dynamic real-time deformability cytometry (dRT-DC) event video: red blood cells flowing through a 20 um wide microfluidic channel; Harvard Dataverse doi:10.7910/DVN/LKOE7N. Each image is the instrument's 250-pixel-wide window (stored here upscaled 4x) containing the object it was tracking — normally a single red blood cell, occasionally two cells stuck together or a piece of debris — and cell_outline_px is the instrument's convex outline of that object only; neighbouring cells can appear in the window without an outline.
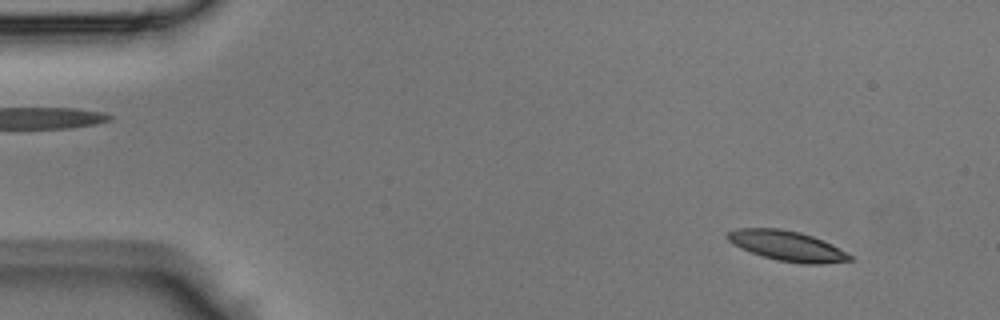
{"species": "Egyptian fruit bat (a non-hibernating species)", "species_latin": "Rousettus aegyptiacus", "temperature_condition": "room temperature", "stored_images_in_passage": 44, "camera_frame_rate_fps": 3000, "um_per_image_px": 0.085, "animal": {"sex": "male"}, "frame": {"image": 1, "passage_image": 4, "time_ms": 1.0, "image_size_px": [1000, 320], "cell_outline_px": [[852, 260], [820, 264], [800, 264], [776, 260], [740, 248], [732, 244], [724, 236], [728, 232], [736, 228], [780, 228], [800, 232], [812, 236], [832, 244], [852, 256]], "centroid_in_image_um": [66.87, 20.89], "position_along_channel_um": 18.1, "area_um2": 21.44}}
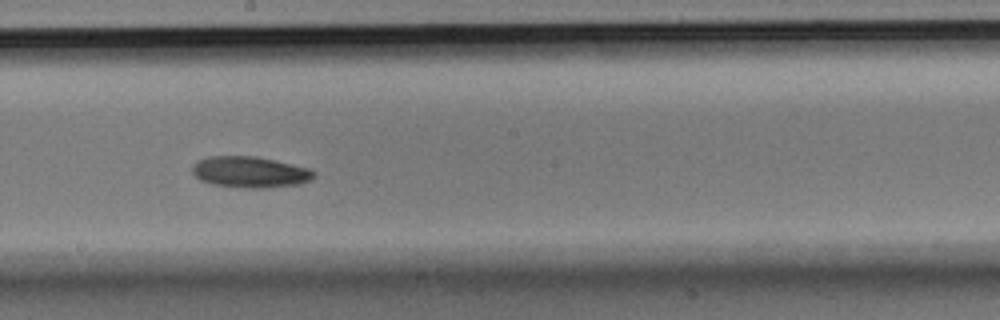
{"frame": {"image": 2, "passage_image": 24, "time_ms": 7.667, "image_size_px": [1000, 320], "cell_outline_px": [[316, 176], [312, 180], [300, 184], [264, 188], [244, 188], [212, 184], [200, 180], [192, 172], [192, 164], [208, 156], [256, 156], [308, 168], [316, 172]], "centroid_in_image_um": [21.26, 14.63], "position_along_channel_um": 226.9, "area_um2": 22.14}}
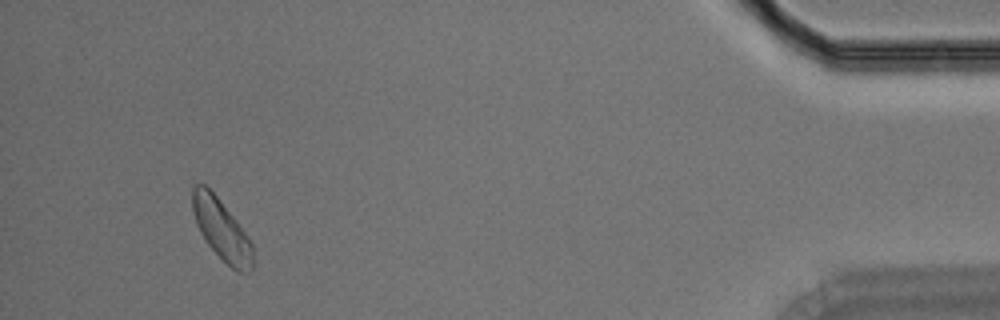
{"frame": {"image": 3, "passage_image": 41, "time_ms": 13.333, "image_size_px": [1000, 320], "cell_outline_px": [[252, 268], [248, 272], [236, 272], [204, 240], [196, 224], [192, 208], [192, 184], [204, 184], [216, 196], [236, 220], [252, 244]], "centroid_in_image_um": [18.8, 19.5], "position_along_channel_um": 416.4, "area_um2": 20.92}}